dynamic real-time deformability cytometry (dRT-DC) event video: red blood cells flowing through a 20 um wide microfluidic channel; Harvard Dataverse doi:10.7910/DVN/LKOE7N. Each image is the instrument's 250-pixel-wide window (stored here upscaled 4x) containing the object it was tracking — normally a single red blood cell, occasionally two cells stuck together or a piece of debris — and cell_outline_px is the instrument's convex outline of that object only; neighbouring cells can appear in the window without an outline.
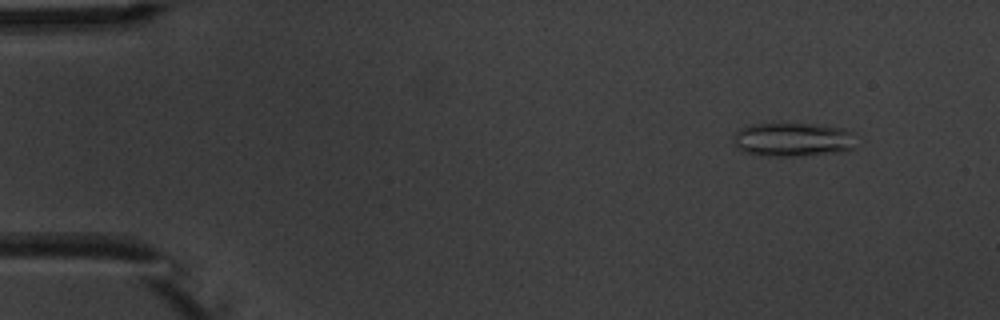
{"species": "common noctule bat (a hibernating species)", "species_latin": "Nyctalus noctula", "temperature_condition": "warm", "stored_images_in_passage": 4, "camera_frame_rate_fps": 3000, "um_per_image_px": 0.085, "animal": {"sex": "male", "body_mass_g": 20.1, "forearm_length_mm": 53.5}, "frame": {"image": 1, "passage_image": 2, "time_ms": 1.333, "image_size_px": [1000, 320], "cell_outline_px": [[852, 148], [848, 152], [804, 156], [760, 156], [744, 152], [736, 144], [736, 132], [752, 124], [780, 120], [816, 124], [840, 128], [852, 132]], "centroid_in_image_um": [67.4, 11.84], "position_along_channel_um": 17.6, "area_um2": 24.91}}